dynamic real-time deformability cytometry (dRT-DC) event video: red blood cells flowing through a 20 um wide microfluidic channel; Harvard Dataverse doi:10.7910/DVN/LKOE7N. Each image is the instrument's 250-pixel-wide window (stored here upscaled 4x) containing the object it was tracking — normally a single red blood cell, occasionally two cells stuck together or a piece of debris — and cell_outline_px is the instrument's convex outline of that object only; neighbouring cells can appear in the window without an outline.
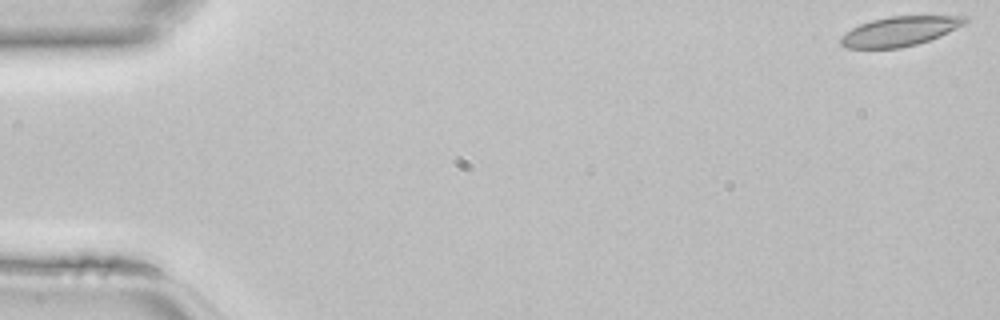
{"species": "common noctule bat (a hibernating species)", "species_latin": "Nyctalus noctula", "temperature_condition": "room temperature", "stored_images_in_passage": 45, "camera_frame_rate_fps": 3000, "um_per_image_px": 0.085, "animal": {"sex": "female", "body_mass_g": 22.7, "forearm_length_mm": 54.2}, "frame": {"image": 1, "passage_image": 1, "time_ms": 0.0, "image_size_px": [1000, 320], "cell_outline_px": [[968, 20], [964, 24], [940, 36], [916, 44], [900, 48], [844, 48], [840, 44], [840, 36], [852, 28], [860, 24], [872, 20], [888, 16], [968, 16]], "centroid_in_image_um": [76.44, 2.66], "position_along_channel_um": 8.6, "area_um2": 21.33}}
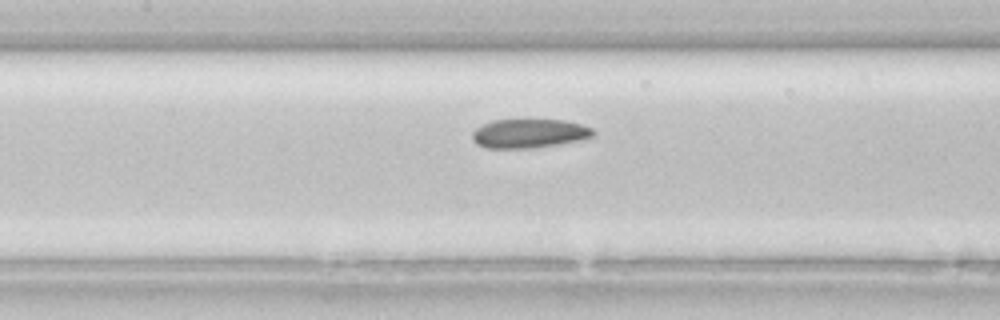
{"frame": {"image": 2, "passage_image": 21, "time_ms": 6.667, "image_size_px": [1000, 320], "cell_outline_px": [[596, 136], [580, 140], [556, 144], [528, 148], [488, 148], [476, 144], [472, 140], [472, 132], [476, 128], [492, 120], [564, 120], [580, 124], [592, 128], [596, 132]], "centroid_in_image_um": [44.98, 11.34], "position_along_channel_um": 162.4, "area_um2": 20.35}}
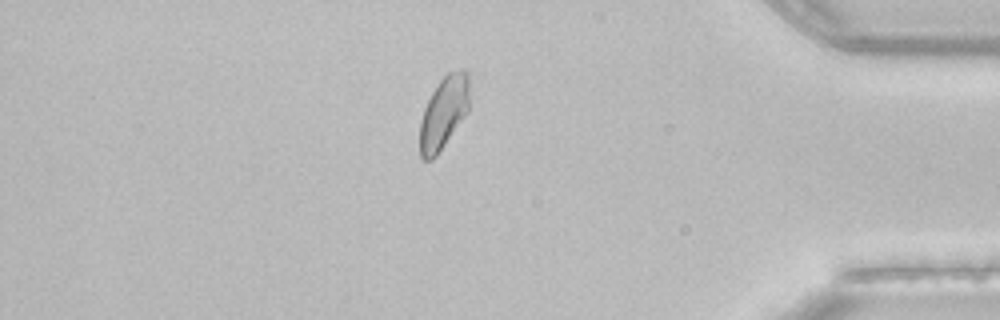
{"frame": {"image": 3, "passage_image": 39, "time_ms": 12.667, "image_size_px": [1000, 320], "cell_outline_px": [[468, 112], [436, 156], [432, 160], [424, 160], [420, 156], [420, 120], [424, 108], [432, 92], [440, 80], [448, 72], [464, 68], [468, 72]], "centroid_in_image_um": [37.71, 9.57], "position_along_channel_um": 397.5, "area_um2": 20.81}}